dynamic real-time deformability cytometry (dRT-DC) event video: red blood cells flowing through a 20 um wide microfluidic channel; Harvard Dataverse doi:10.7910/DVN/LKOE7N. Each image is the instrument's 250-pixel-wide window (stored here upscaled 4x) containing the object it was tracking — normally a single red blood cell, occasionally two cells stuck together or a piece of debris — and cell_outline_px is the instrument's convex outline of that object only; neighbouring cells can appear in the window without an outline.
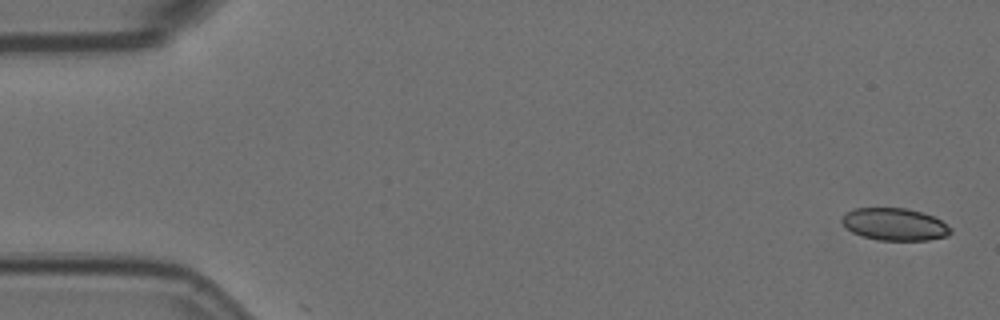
{"species": "Egyptian fruit bat (a non-hibernating species)", "species_latin": "Rousettus aegyptiacus", "temperature_condition": "room temperature", "stored_images_in_passage": 5, "camera_frame_rate_fps": 3000, "um_per_image_px": 0.085, "animal": {"sex": "female"}, "frame": {"image": 1, "passage_image": 1, "time_ms": 0.0, "image_size_px": [1000, 320], "cell_outline_px": [[952, 232], [948, 236], [928, 240], [880, 240], [864, 236], [852, 232], [840, 220], [852, 208], [908, 208], [932, 216], [940, 220], [952, 228]], "centroid_in_image_um": [76.08, 19.06], "position_along_channel_um": 8.9, "area_um2": 20.29}}